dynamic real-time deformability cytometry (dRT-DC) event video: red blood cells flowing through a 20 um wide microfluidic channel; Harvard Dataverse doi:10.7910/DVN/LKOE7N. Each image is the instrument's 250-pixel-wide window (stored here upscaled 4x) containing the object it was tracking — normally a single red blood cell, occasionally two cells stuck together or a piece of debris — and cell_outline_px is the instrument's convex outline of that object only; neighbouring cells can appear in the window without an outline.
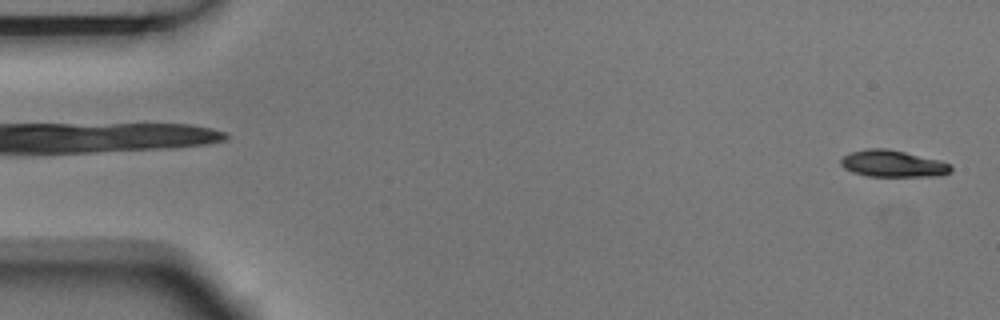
{"species": "Egyptian fruit bat (a non-hibernating species)", "species_latin": "Rousettus aegyptiacus", "temperature_condition": "room temperature", "stored_images_in_passage": 5, "camera_frame_rate_fps": 3000, "um_per_image_px": 0.085, "animal": {"sex": "male"}, "frame": {"image": 1, "passage_image": 5, "time_ms": 1.333, "image_size_px": [1000, 320], "cell_outline_px": [[952, 172], [944, 176], [868, 176], [852, 172], [844, 168], [840, 164], [840, 160], [844, 156], [852, 152], [868, 148], [888, 148], [940, 160], [952, 164]], "centroid_in_image_um": [75.94, 13.91], "position_along_channel_um": 9.1, "area_um2": 17.34}}